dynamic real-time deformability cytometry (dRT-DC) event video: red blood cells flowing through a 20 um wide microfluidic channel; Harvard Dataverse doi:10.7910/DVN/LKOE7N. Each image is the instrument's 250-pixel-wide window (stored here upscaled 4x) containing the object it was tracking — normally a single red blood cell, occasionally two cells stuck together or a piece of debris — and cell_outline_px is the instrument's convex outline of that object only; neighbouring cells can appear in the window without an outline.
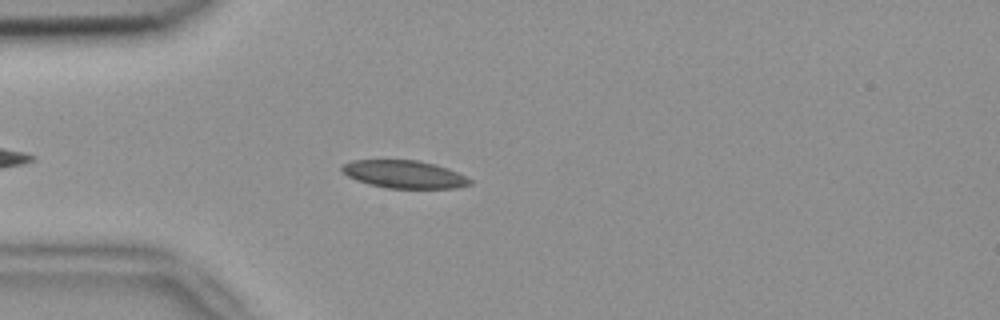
{"species": "common noctule bat (a hibernating species)", "species_latin": "Nyctalus noctula", "temperature_condition": "room temperature", "stored_images_in_passage": 35, "camera_frame_rate_fps": 3000, "um_per_image_px": 0.085, "animal": {"sex": "female", "body_mass_g": 18.4}, "frame": {"image": 1, "passage_image": 5, "time_ms": 1.333, "image_size_px": [1000, 320], "cell_outline_px": [[472, 184], [456, 188], [384, 188], [368, 184], [356, 180], [340, 172], [340, 168], [344, 164], [352, 160], [420, 160], [436, 164], [448, 168], [472, 180]], "centroid_in_image_um": [34.33, 14.81], "position_along_channel_um": 50.7, "area_um2": 20.87}}
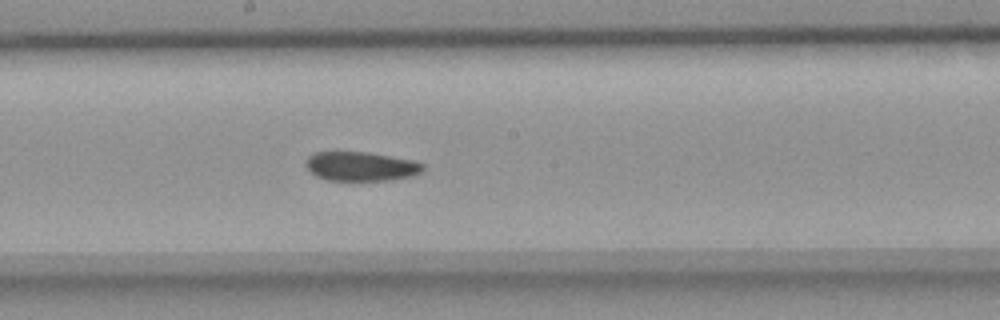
{"frame": {"image": 2, "passage_image": 19, "time_ms": 6.0, "image_size_px": [1000, 320], "cell_outline_px": [[424, 168], [416, 176], [392, 180], [348, 184], [328, 180], [316, 176], [304, 164], [304, 160], [312, 152], [368, 152], [412, 160], [424, 164]], "centroid_in_image_um": [30.66, 14.19], "position_along_channel_um": 217.5, "area_um2": 20.98}}
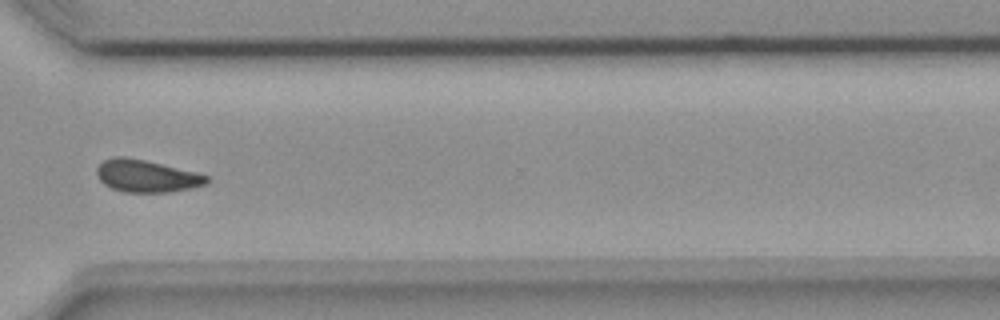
{"frame": {"image": 3, "passage_image": 30, "time_ms": 9.667, "image_size_px": [1000, 320], "cell_outline_px": [[212, 180], [208, 184], [192, 188], [168, 192], [124, 192], [112, 188], [104, 184], [100, 180], [96, 172], [96, 168], [104, 160], [116, 156], [124, 156], [144, 160], [196, 172], [208, 176]], "centroid_in_image_um": [12.48, 14.97], "position_along_channel_um": 358.1, "area_um2": 20.69}, "authors_computed_cell_mechanics": {"area_um2": 21.0392, "velocity_mm_per_s": 3.8172, "shape_relaxation_time_tau1_ms": 6.1066, "shape_relaxation_time_tau2_ms": 7.176, "deformation_change_tau1": 0.0968, "deformation_change_tau2": 0.0984}}